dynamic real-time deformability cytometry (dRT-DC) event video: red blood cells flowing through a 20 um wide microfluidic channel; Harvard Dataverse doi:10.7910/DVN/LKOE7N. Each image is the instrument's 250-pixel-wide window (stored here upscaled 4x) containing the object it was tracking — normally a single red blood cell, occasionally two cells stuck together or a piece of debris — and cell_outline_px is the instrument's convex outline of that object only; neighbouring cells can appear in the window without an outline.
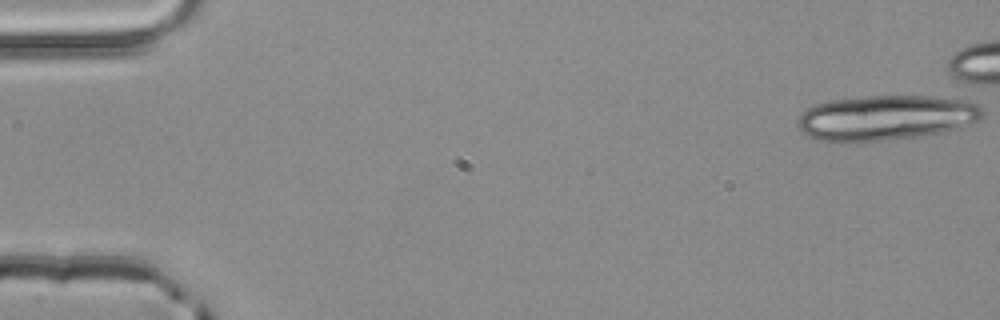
{"species": "common noctule bat (a hibernating species)", "species_latin": "Nyctalus noctula", "temperature_condition": "room temperature", "stored_images_in_passage": 1, "camera_frame_rate_fps": 3000, "um_per_image_px": 0.085, "animal": {"sex": "male", "body_mass_g": 20.4}, "frame": {"image": 1, "passage_image": 1, "time_ms": 0.0, "image_size_px": [1000, 320], "cell_outline_px": [[984, 116], [980, 120], [960, 128], [920, 136], [888, 140], [848, 144], [840, 144], [816, 140], [808, 136], [796, 124], [796, 120], [808, 108], [816, 104], [832, 100], [868, 96], [932, 96], [972, 100], [980, 104], [984, 112]], "centroid_in_image_um": [75.33, 10.03], "position_along_channel_um": 9.7, "area_um2": 49.59}}